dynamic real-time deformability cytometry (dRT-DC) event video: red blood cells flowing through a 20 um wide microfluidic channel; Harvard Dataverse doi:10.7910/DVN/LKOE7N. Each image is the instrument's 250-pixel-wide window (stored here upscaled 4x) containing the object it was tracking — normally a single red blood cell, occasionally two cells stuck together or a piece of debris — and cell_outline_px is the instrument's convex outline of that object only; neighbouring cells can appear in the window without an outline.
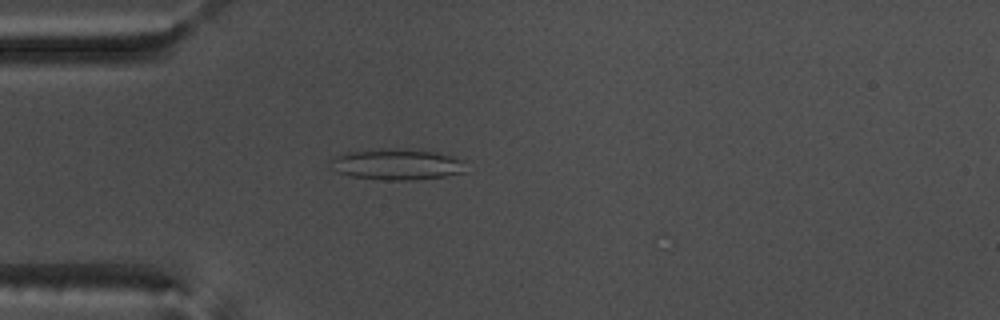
{"species": "common noctule bat (a hibernating species)", "species_latin": "Nyctalus noctula", "temperature_condition": "warm", "stored_images_in_passage": 46, "camera_frame_rate_fps": 3000, "um_per_image_px": 0.085, "animal": {"sex": "male", "body_mass_g": 17.5, "forearm_length_mm": 52.3}, "frame": {"image": 1, "passage_image": 12, "time_ms": 3.667, "image_size_px": [1000, 320], "cell_outline_px": [[464, 172], [444, 176], [412, 180], [384, 180], [352, 176], [336, 172], [328, 164], [336, 156], [348, 152], [376, 148], [404, 148], [436, 152], [452, 156], [460, 160]], "centroid_in_image_um": [33.66, 13.96], "position_along_channel_um": 51.3, "area_um2": 24.39}}
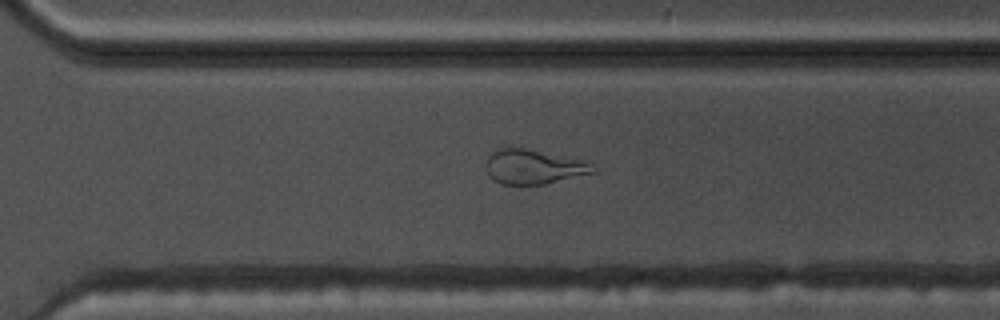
{"frame": {"image": 2, "passage_image": 35, "time_ms": 11.333, "image_size_px": [1000, 320], "cell_outline_px": [[596, 172], [544, 184], [500, 184], [492, 180], [484, 164], [488, 156], [492, 152], [500, 148], [524, 148], [584, 160], [592, 164]], "centroid_in_image_um": [45.32, 14.18], "position_along_channel_um": 325.3, "area_um2": 21.44}}
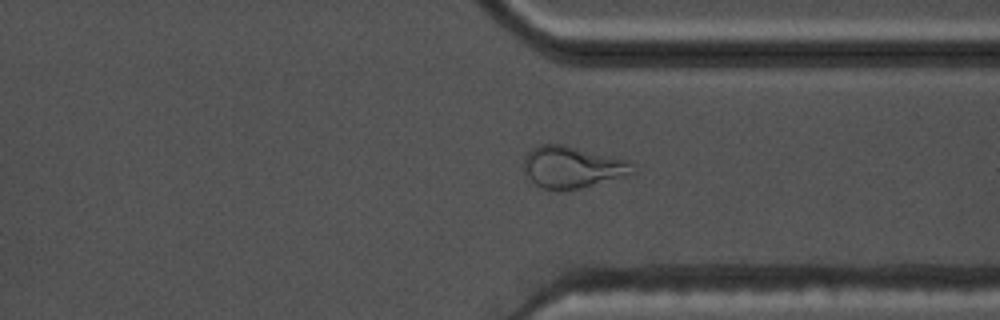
{"frame": {"image": 3, "passage_image": 38, "time_ms": 12.333, "image_size_px": [1000, 320], "cell_outline_px": [[636, 172], [632, 176], [580, 188], [540, 188], [524, 172], [524, 156], [532, 148], [540, 144], [564, 144], [632, 160]], "centroid_in_image_um": [48.75, 14.18], "position_along_channel_um": 362.6, "area_um2": 26.88}, "authors_computed_cell_mechanics": {"area_um2": 20.0855, "velocity_mm_per_s": 3.7183, "shape_relaxation_time_tau1_ms": null, "shape_relaxation_time_tau2_ms": 1.347, "deformation_change_tau1": null, "deformation_change_tau2": 0.106}}